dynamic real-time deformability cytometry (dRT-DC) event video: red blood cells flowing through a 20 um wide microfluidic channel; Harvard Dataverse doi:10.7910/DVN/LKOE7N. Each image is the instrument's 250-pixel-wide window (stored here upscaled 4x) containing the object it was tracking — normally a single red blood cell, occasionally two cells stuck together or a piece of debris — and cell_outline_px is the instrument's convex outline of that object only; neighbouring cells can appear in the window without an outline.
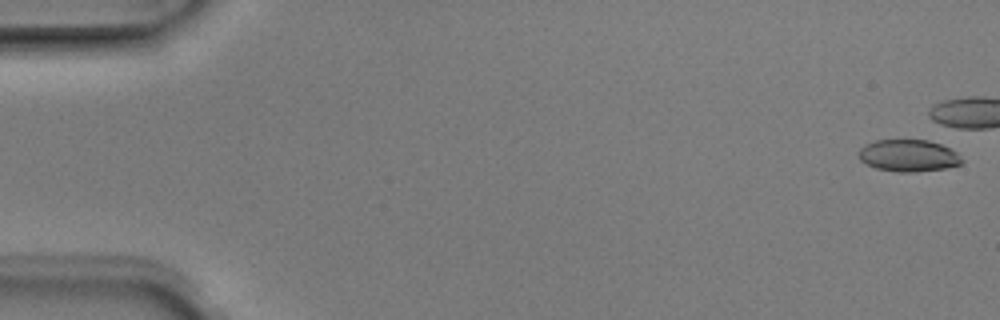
{"species": "Egyptian fruit bat (a non-hibernating species)", "species_latin": "Rousettus aegyptiacus", "temperature_condition": "room temperature", "stored_images_in_passage": 6, "camera_frame_rate_fps": 3000, "um_per_image_px": 0.085, "animal": {"sex": "male"}, "frame": {"image": 1, "passage_image": 1, "time_ms": 0.0, "image_size_px": [1000, 320], "cell_outline_px": [[964, 160], [960, 164], [948, 168], [916, 172], [896, 172], [876, 168], [860, 160], [860, 148], [864, 144], [876, 140], [928, 140], [952, 148]], "centroid_in_image_um": [77.25, 13.23], "position_along_channel_um": 7.7, "area_um2": 19.31}}
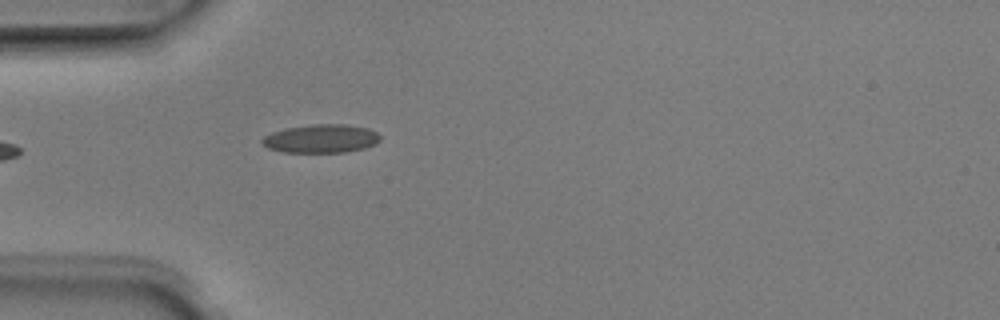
{"frame": {"image": 2, "passage_image": 6, "time_ms": 1.667, "image_size_px": [1000, 320], "cell_outline_px": [[380, 140], [376, 144], [364, 148], [344, 152], [284, 152], [268, 148], [260, 144], [260, 140], [264, 136], [272, 132], [284, 128], [312, 124], [344, 124], [368, 128], [376, 132], [380, 136]], "centroid_in_image_um": [27.26, 11.78], "position_along_channel_um": 57.7, "area_um2": 19.71}}